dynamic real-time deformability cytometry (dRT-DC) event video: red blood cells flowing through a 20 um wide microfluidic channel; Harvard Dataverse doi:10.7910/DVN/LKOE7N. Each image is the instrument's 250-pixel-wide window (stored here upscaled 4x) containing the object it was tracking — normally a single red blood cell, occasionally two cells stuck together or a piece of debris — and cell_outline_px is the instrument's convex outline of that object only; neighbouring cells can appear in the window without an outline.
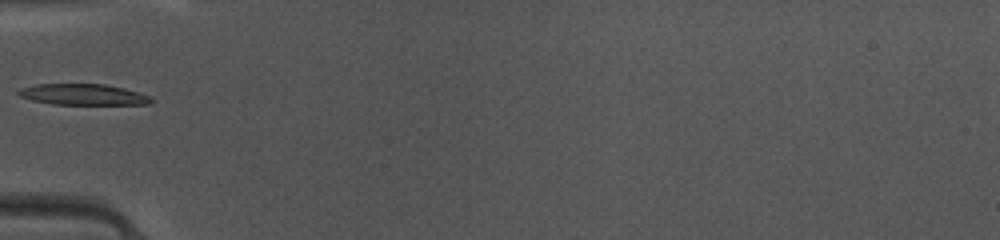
{"species": "common noctule bat (a hibernating species)", "species_latin": "Nyctalus noctula", "temperature_condition": "warm", "stored_images_in_passage": 31, "camera_frame_rate_fps": 3000, "um_per_image_px": 0.085, "animal": {"sex": "female", "body_mass_g": 10.0, "forearm_length_mm": 53.1}, "frame": {"image": 1, "passage_image": 1, "time_ms": 0.0, "image_size_px": [1000, 240], "cell_outline_px": [[156, 100], [148, 104], [52, 104], [32, 100], [20, 96], [16, 92], [20, 88], [36, 84], [104, 84], [124, 88], [148, 96]], "centroid_in_image_um": [7.04, 8.03], "position_along_channel_um": 78.0, "area_um2": 16.13}}
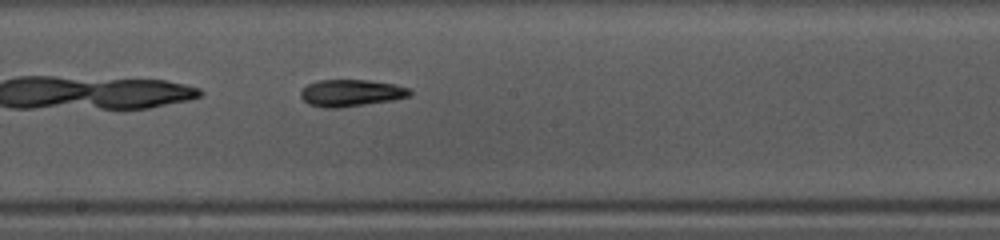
{"frame": {"image": 2, "passage_image": 11, "time_ms": 3.333, "image_size_px": [1000, 240], "cell_outline_px": [[412, 96], [392, 100], [340, 108], [324, 108], [308, 104], [300, 96], [300, 92], [308, 84], [320, 80], [368, 80], [396, 84], [412, 88]], "centroid_in_image_um": [29.89, 7.9], "position_along_channel_um": 218.3, "area_um2": 17.28}}
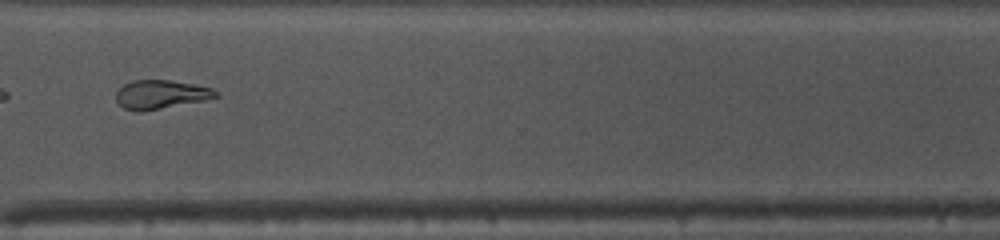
{"frame": {"image": 3, "passage_image": 21, "time_ms": 6.667, "image_size_px": [1000, 240], "cell_outline_px": [[220, 96], [204, 100], [140, 112], [136, 112], [124, 108], [116, 100], [116, 92], [124, 84], [132, 80], [172, 80], [196, 84], [212, 88], [220, 92]], "centroid_in_image_um": [13.69, 8.02], "position_along_channel_um": 356.9, "area_um2": 16.82}}